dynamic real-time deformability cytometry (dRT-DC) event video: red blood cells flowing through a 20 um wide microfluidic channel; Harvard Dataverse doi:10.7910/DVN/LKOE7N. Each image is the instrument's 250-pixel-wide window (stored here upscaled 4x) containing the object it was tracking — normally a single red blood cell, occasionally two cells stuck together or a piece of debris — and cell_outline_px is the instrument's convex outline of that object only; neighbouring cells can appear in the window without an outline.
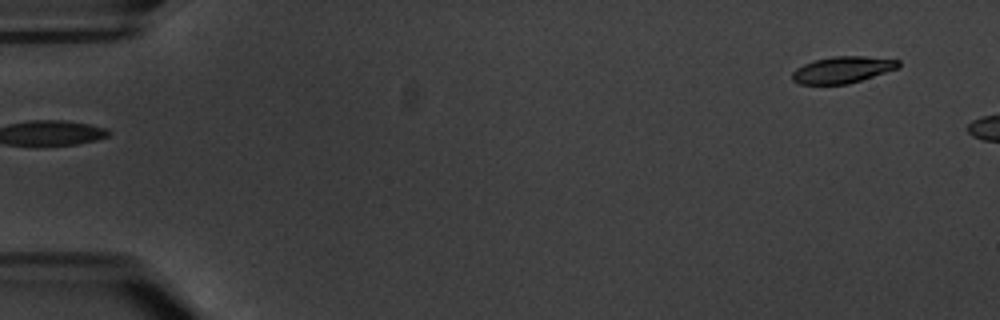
{"species": "common noctule bat (a hibernating species)", "species_latin": "Nyctalus noctula", "temperature_condition": "warm", "stored_images_in_passage": 2, "camera_frame_rate_fps": 3000, "um_per_image_px": 0.085, "animal": {"sex": "male", "body_mass_g": 20.1, "forearm_length_mm": 53.5}, "frame": {"image": 1, "passage_image": 2, "time_ms": 1.333, "image_size_px": [1000, 320], "cell_outline_px": [[900, 68], [848, 84], [800, 84], [792, 80], [792, 72], [796, 68], [804, 64], [816, 60], [832, 56], [864, 56], [900, 60]], "centroid_in_image_um": [71.63, 5.93], "position_along_channel_um": 13.4, "area_um2": 16.47}}